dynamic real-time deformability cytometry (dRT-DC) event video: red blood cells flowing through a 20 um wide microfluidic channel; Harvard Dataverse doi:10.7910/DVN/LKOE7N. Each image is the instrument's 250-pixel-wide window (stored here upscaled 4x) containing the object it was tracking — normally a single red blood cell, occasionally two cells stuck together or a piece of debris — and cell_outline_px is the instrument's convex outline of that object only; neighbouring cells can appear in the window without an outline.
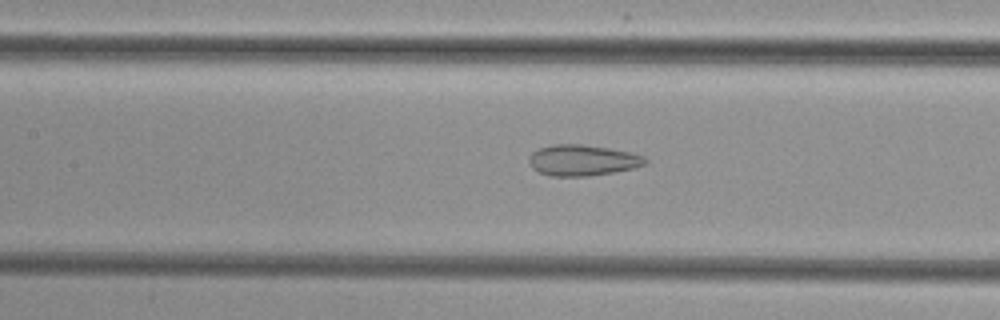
{"species": "common noctule bat (a hibernating species)", "species_latin": "Nyctalus noctula", "temperature_condition": "cold", "stored_images_in_passage": 45, "camera_frame_rate_fps": 3000, "um_per_image_px": 0.085, "animal": {"sex": "female", "body_mass_g": 29.2, "forearm_length_mm": 56.3}, "frame": {"image": 1, "passage_image": 17, "time_ms": 5.333, "image_size_px": [1000, 320], "cell_outline_px": [[648, 160], [644, 164], [632, 168], [612, 172], [588, 176], [548, 176], [532, 168], [528, 160], [528, 156], [532, 152], [540, 148], [552, 144], [580, 144], [608, 148], [628, 152], [644, 156]], "centroid_in_image_um": [49.46, 13.62], "position_along_channel_um": 157.9, "area_um2": 20.81}}
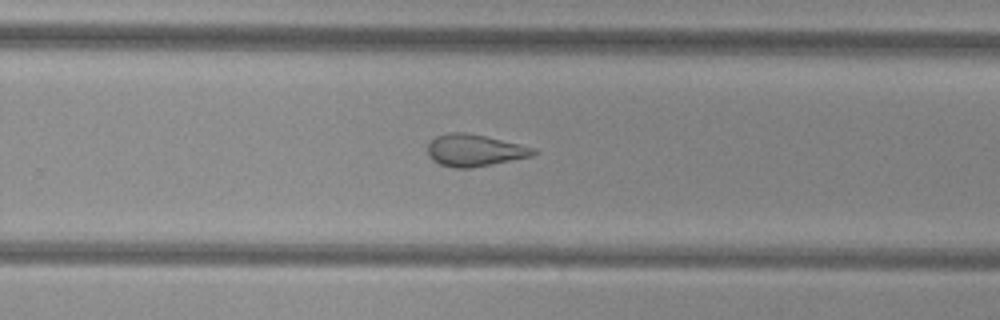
{"frame": {"image": 2, "passage_image": 27, "time_ms": 8.667, "image_size_px": [1000, 320], "cell_outline_px": [[540, 152], [532, 156], [472, 168], [452, 168], [440, 164], [432, 160], [428, 156], [428, 144], [436, 136], [448, 132], [464, 132], [484, 136], [520, 144], [536, 148]], "centroid_in_image_um": [40.34, 12.78], "position_along_channel_um": 289.5, "area_um2": 19.77}}
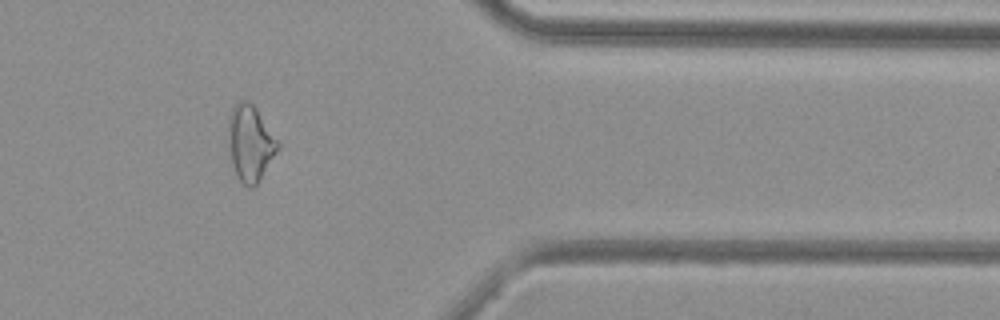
{"frame": {"image": 3, "passage_image": 36, "time_ms": 11.667, "image_size_px": [1000, 320], "cell_outline_px": [[280, 148], [260, 180], [252, 188], [248, 188], [240, 180], [232, 164], [228, 148], [228, 112], [244, 96], [256, 108], [280, 144]], "centroid_in_image_um": [21.26, 12.14], "position_along_channel_um": 390.1, "area_um2": 22.14}}